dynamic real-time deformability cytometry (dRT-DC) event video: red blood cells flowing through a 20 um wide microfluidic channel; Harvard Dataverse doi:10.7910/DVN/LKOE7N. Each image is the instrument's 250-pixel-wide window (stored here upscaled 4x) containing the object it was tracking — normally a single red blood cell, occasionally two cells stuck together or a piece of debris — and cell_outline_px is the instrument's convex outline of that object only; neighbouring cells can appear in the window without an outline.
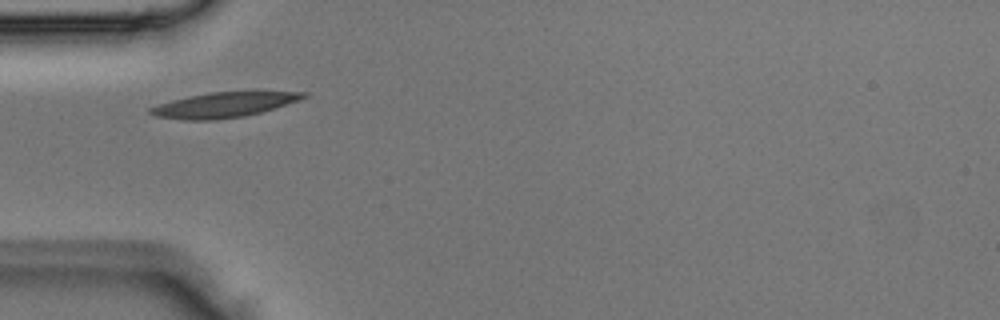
{"species": "Egyptian fruit bat (a non-hibernating species)", "species_latin": "Rousettus aegyptiacus", "temperature_condition": "room temperature", "stored_images_in_passage": 2, "camera_frame_rate_fps": 3000, "um_per_image_px": 0.085, "animal": {"sex": "male"}, "frame": {"image": 1, "passage_image": 1, "time_ms": 0.0, "image_size_px": [1000, 320], "cell_outline_px": [[308, 96], [300, 100], [260, 112], [244, 116], [216, 120], [184, 120], [156, 116], [148, 112], [148, 108], [172, 100], [188, 96], [208, 92], [308, 92]], "centroid_in_image_um": [19.0, 8.92], "position_along_channel_um": 66.0, "area_um2": 22.14}}
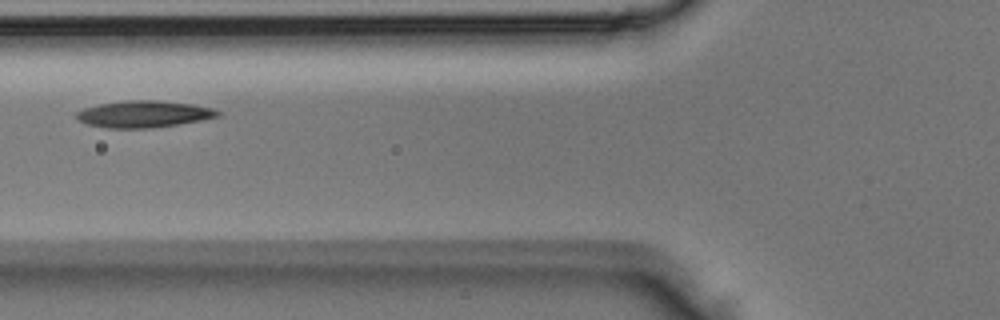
{"frame": {"image": 2, "passage_image": 2, "time_ms": 0.333, "image_size_px": [1000, 320], "cell_outline_px": [[220, 116], [180, 124], [152, 128], [108, 128], [88, 124], [80, 120], [76, 116], [76, 112], [84, 108], [100, 104], [124, 100], [156, 100], [192, 104], [212, 108], [220, 112]], "centroid_in_image_um": [12.23, 9.69], "position_along_channel_um": 113.6, "area_um2": 21.91}}